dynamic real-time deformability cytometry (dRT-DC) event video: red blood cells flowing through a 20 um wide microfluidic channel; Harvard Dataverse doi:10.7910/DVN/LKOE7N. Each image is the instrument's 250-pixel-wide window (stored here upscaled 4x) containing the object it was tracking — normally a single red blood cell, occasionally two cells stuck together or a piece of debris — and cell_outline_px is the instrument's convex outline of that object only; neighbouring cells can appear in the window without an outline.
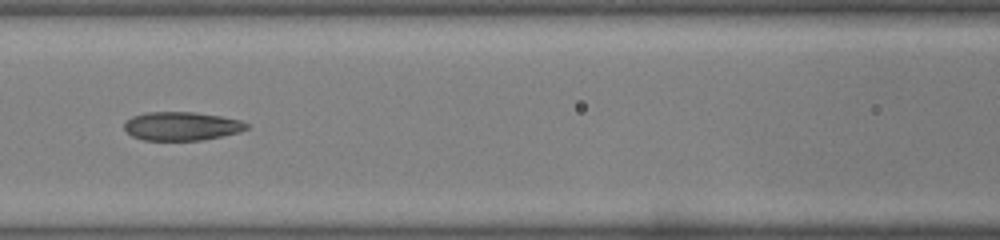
{"species": "common noctule bat (a hibernating species)", "species_latin": "Nyctalus noctula", "temperature_condition": "warm", "stored_images_in_passage": 29, "camera_frame_rate_fps": 3000, "um_per_image_px": 0.085, "animal": {"sex": "male", "body_mass_g": 19.0, "forearm_length_mm": 50.8}, "frame": {"image": 1, "passage_image": 9, "time_ms": 2.667, "image_size_px": [1000, 240], "cell_outline_px": [[248, 128], [240, 132], [224, 136], [200, 140], [144, 140], [132, 136], [124, 128], [124, 120], [132, 116], [144, 112], [196, 112], [220, 116], [240, 120], [248, 124]], "centroid_in_image_um": [15.42, 10.71], "position_along_channel_um": 151.2, "area_um2": 20.52}}
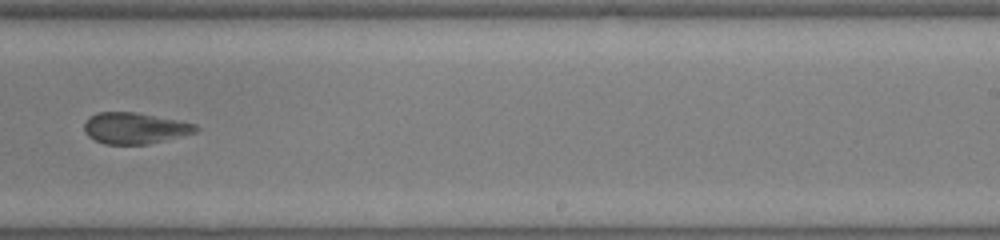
{"frame": {"image": 2, "passage_image": 17, "time_ms": 5.333, "image_size_px": [1000, 240], "cell_outline_px": [[200, 128], [196, 132], [148, 144], [104, 144], [88, 136], [84, 132], [84, 120], [88, 116], [96, 112], [136, 112], [196, 124]], "centroid_in_image_um": [11.41, 10.88], "position_along_channel_um": 277.6, "area_um2": 20.29}}